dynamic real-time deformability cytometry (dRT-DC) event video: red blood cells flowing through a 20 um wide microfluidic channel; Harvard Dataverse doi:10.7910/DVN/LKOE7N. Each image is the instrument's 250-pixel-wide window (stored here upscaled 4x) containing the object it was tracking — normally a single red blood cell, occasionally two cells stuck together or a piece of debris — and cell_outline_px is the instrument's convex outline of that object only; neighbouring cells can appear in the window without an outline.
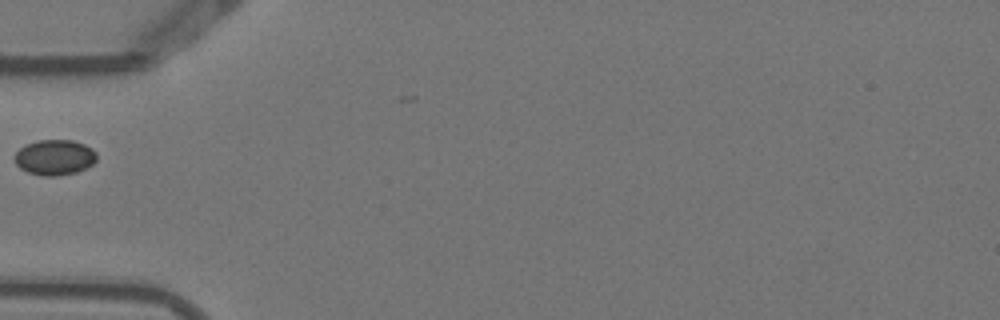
{"species": "Egyptian fruit bat (a non-hibernating species)", "species_latin": "Rousettus aegyptiacus", "temperature_condition": "warm", "stored_images_in_passage": 2, "camera_frame_rate_fps": 3000, "um_per_image_px": 0.085, "animal": {"sex": "female"}, "frame": {"image": 1, "passage_image": 2, "time_ms": 0.333, "image_size_px": [1000, 320], "cell_outline_px": [[96, 160], [92, 164], [76, 172], [56, 176], [44, 176], [28, 172], [20, 168], [16, 164], [12, 156], [20, 148], [36, 140], [72, 140], [84, 144], [92, 148], [96, 152]], "centroid_in_image_um": [4.62, 13.37], "position_along_channel_um": 80.4, "area_um2": 16.94}}